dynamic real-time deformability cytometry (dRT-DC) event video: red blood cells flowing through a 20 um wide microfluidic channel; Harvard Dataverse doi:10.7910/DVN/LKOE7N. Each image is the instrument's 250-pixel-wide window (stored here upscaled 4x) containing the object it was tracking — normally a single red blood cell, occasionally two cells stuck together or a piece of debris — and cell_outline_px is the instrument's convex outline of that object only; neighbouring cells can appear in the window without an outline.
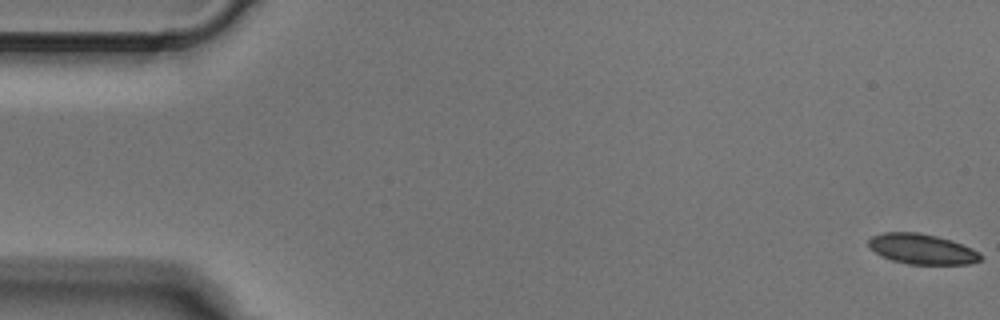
{"species": "Egyptian fruit bat (a non-hibernating species)", "species_latin": "Rousettus aegyptiacus", "temperature_condition": "cold", "stored_images_in_passage": 6, "camera_frame_rate_fps": 3000, "um_per_image_px": 0.085, "animal": {"sex": "male"}, "frame": {"image": 1, "passage_image": 1, "time_ms": 0.0, "image_size_px": [1000, 320], "cell_outline_px": [[984, 256], [980, 260], [968, 264], [908, 264], [892, 260], [868, 248], [868, 240], [872, 236], [884, 232], [920, 232], [952, 240], [972, 248], [980, 252]], "centroid_in_image_um": [78.39, 21.16], "position_along_channel_um": 6.6, "area_um2": 19.83}}
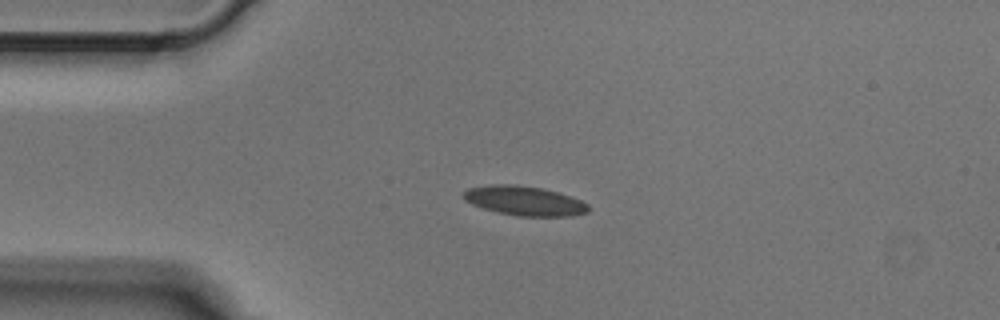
{"frame": {"image": 2, "passage_image": 4, "time_ms": 1.0, "image_size_px": [1000, 320], "cell_outline_px": [[588, 212], [572, 216], [520, 216], [500, 212], [484, 208], [472, 204], [464, 200], [464, 192], [468, 188], [492, 184], [516, 184], [540, 188], [556, 192], [580, 200], [588, 204]], "centroid_in_image_um": [44.57, 17.06], "position_along_channel_um": 40.4, "area_um2": 21.1}}
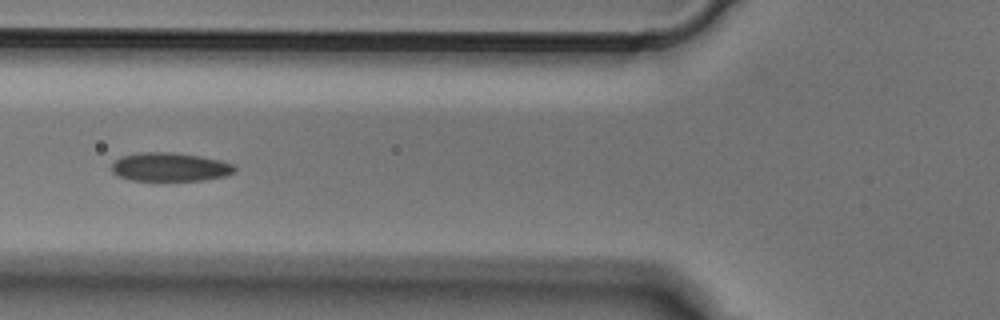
{"frame": {"image": 3, "passage_image": 6, "time_ms": 1.667, "image_size_px": [1000, 320], "cell_outline_px": [[236, 172], [224, 176], [204, 180], [132, 180], [116, 176], [112, 172], [112, 164], [120, 156], [140, 152], [172, 152], [200, 156], [220, 160], [236, 164]], "centroid_in_image_um": [14.46, 14.19], "position_along_channel_um": 111.3, "area_um2": 20.69}}